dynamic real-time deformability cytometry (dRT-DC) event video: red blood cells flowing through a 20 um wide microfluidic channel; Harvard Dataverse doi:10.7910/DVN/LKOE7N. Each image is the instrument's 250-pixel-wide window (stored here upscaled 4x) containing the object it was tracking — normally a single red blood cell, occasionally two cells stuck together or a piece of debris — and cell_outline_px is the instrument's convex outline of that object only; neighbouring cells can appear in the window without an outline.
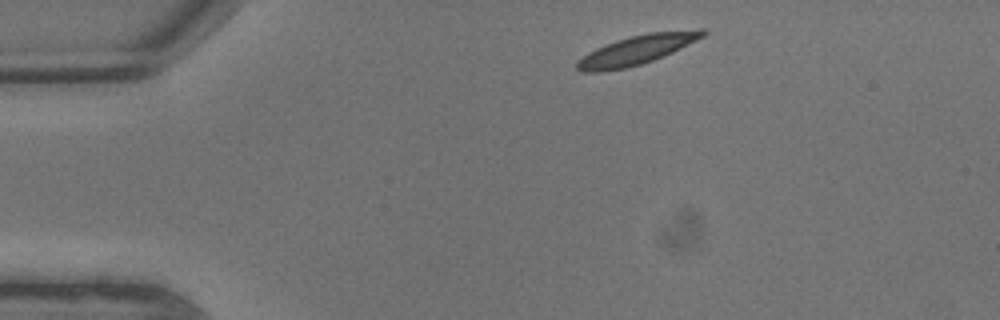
{"species": "common noctule bat (a hibernating species)", "species_latin": "Nyctalus noctula", "temperature_condition": "warm", "stored_images_in_passage": 6, "camera_frame_rate_fps": 3000, "um_per_image_px": 0.085, "animal": {"sex": "male", "body_mass_g": 13.3}, "frame": {"image": 1, "passage_image": 1, "time_ms": 0.0, "image_size_px": [1000, 320], "cell_outline_px": [[708, 32], [704, 36], [672, 52], [652, 60], [640, 64], [624, 68], [600, 72], [580, 72], [576, 68], [576, 60], [588, 52], [596, 48], [616, 40], [648, 32], [700, 28], [704, 28]], "centroid_in_image_um": [54.12, 4.23], "position_along_channel_um": 30.9, "area_um2": 21.44}}
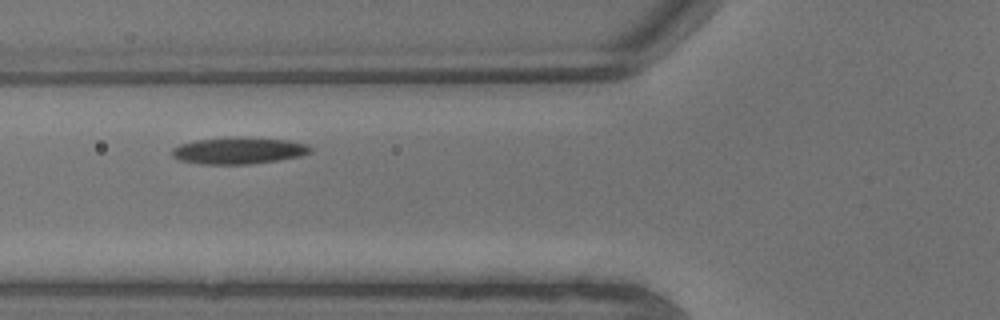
{"frame": {"image": 2, "passage_image": 5, "time_ms": 1.333, "image_size_px": [1000, 320], "cell_outline_px": [[312, 152], [300, 156], [252, 164], [200, 164], [176, 160], [172, 156], [172, 148], [180, 144], [196, 140], [240, 136], [288, 140], [308, 144], [312, 148]], "centroid_in_image_um": [20.27, 12.8], "position_along_channel_um": 105.5, "area_um2": 21.79}}
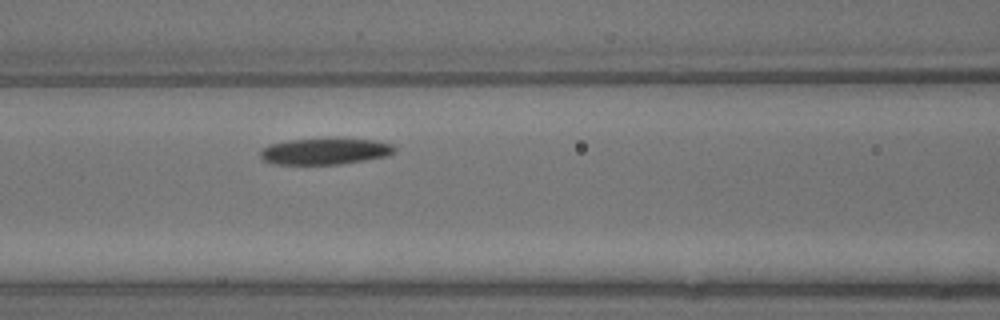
{"frame": {"image": 3, "passage_image": 6, "time_ms": 1.667, "image_size_px": [1000, 320], "cell_outline_px": [[396, 152], [388, 156], [340, 164], [276, 164], [264, 160], [260, 156], [260, 152], [268, 144], [288, 140], [376, 140], [392, 144], [396, 148]], "centroid_in_image_um": [27.64, 12.88], "position_along_channel_um": 139.0, "area_um2": 20.11}}